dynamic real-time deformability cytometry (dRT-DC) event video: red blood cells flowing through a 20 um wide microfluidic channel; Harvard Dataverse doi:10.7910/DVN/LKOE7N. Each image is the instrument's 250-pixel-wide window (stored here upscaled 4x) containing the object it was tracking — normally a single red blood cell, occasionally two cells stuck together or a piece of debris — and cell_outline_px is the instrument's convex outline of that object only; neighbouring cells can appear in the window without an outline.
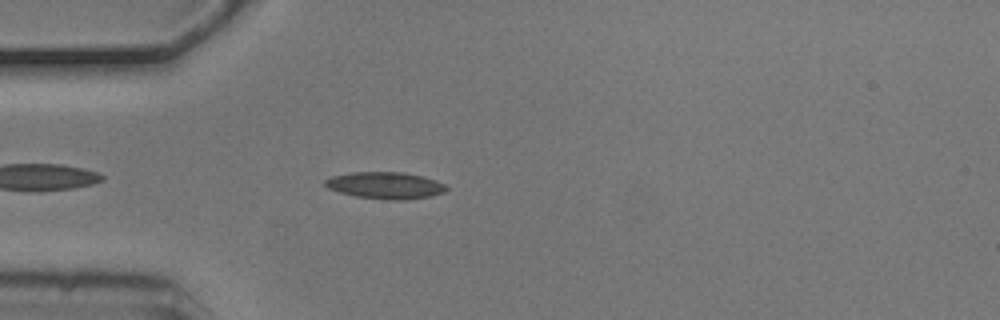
{"species": "common noctule bat (a hibernating species)", "species_latin": "Nyctalus noctula", "temperature_condition": "cold", "stored_images_in_passage": 2, "camera_frame_rate_fps": 3000, "um_per_image_px": 0.085, "animal": {"sex": "male", "body_mass_g": 20.5, "forearm_length_mm": 52.5}, "frame": {"image": 1, "passage_image": 2, "time_ms": 0.333, "image_size_px": [1000, 320], "cell_outline_px": [[448, 188], [444, 192], [432, 196], [404, 200], [392, 200], [356, 196], [340, 192], [328, 188], [324, 184], [324, 180], [332, 176], [352, 172], [404, 172], [436, 180], [444, 184]], "centroid_in_image_um": [32.76, 15.76], "position_along_channel_um": 52.2, "area_um2": 18.84}}